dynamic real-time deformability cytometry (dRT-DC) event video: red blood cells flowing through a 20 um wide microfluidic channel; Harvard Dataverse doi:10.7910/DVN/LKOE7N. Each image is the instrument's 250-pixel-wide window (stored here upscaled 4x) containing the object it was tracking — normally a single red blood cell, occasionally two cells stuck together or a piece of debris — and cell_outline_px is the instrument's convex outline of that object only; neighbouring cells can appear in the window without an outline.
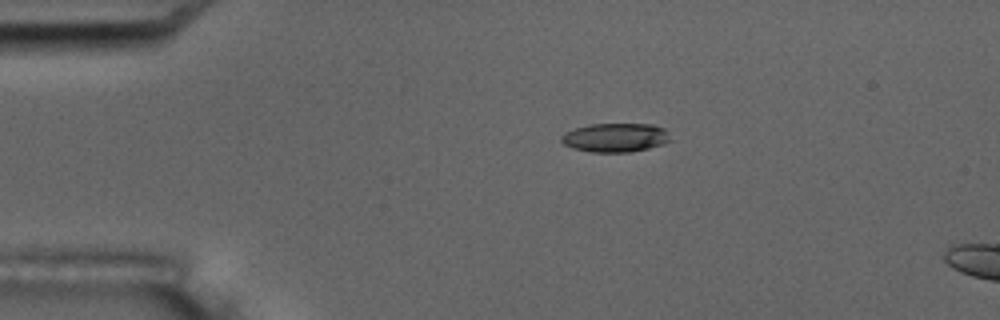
{"species": "common noctule bat (a hibernating species)", "species_latin": "Nyctalus noctula", "temperature_condition": "room temperature", "stored_images_in_passage": 5, "camera_frame_rate_fps": 3000, "um_per_image_px": 0.085, "animal": {"sex": "male", "body_mass_g": 17.5, "forearm_length_mm": 52.3}, "frame": {"image": 1, "passage_image": 3, "time_ms": 2.333, "image_size_px": [1000, 320], "cell_outline_px": [[672, 140], [664, 144], [632, 152], [592, 152], [572, 148], [564, 144], [560, 140], [560, 136], [564, 132], [588, 124], [652, 124], [664, 128], [668, 132]], "centroid_in_image_um": [52.31, 11.69], "position_along_channel_um": 32.7, "area_um2": 18.55}}